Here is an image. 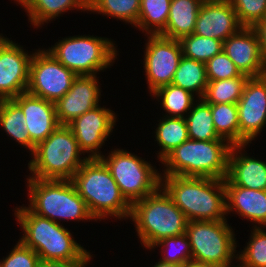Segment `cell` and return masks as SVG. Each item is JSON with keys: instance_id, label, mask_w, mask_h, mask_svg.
Masks as SVG:
<instances>
[{"instance_id": "7c38bea8", "label": "cell", "mask_w": 266, "mask_h": 267, "mask_svg": "<svg viewBox=\"0 0 266 267\" xmlns=\"http://www.w3.org/2000/svg\"><path fill=\"white\" fill-rule=\"evenodd\" d=\"M144 69L150 94L171 84L183 56L179 40L149 35L145 47Z\"/></svg>"}, {"instance_id": "d590c367", "label": "cell", "mask_w": 266, "mask_h": 267, "mask_svg": "<svg viewBox=\"0 0 266 267\" xmlns=\"http://www.w3.org/2000/svg\"><path fill=\"white\" fill-rule=\"evenodd\" d=\"M243 27L254 28L266 19V0H230Z\"/></svg>"}, {"instance_id": "e575fe53", "label": "cell", "mask_w": 266, "mask_h": 267, "mask_svg": "<svg viewBox=\"0 0 266 267\" xmlns=\"http://www.w3.org/2000/svg\"><path fill=\"white\" fill-rule=\"evenodd\" d=\"M156 246L166 247V250L173 249H171V252L169 251L170 253L162 249L165 251L163 252L165 255H163L161 259L162 262L186 265L188 262L192 261L190 241L186 233L179 236L164 238L153 245L151 250Z\"/></svg>"}, {"instance_id": "f6af8a7d", "label": "cell", "mask_w": 266, "mask_h": 267, "mask_svg": "<svg viewBox=\"0 0 266 267\" xmlns=\"http://www.w3.org/2000/svg\"><path fill=\"white\" fill-rule=\"evenodd\" d=\"M198 1L201 2V3L203 4V3L216 2V1H219V0H198Z\"/></svg>"}, {"instance_id": "cb8c5ba5", "label": "cell", "mask_w": 266, "mask_h": 267, "mask_svg": "<svg viewBox=\"0 0 266 267\" xmlns=\"http://www.w3.org/2000/svg\"><path fill=\"white\" fill-rule=\"evenodd\" d=\"M24 122L25 116L21 108L12 99L0 100V126L8 136L10 135L32 153L36 145L31 141Z\"/></svg>"}, {"instance_id": "4316f807", "label": "cell", "mask_w": 266, "mask_h": 267, "mask_svg": "<svg viewBox=\"0 0 266 267\" xmlns=\"http://www.w3.org/2000/svg\"><path fill=\"white\" fill-rule=\"evenodd\" d=\"M155 131L156 140L162 150L158 153V158L161 161L174 148L180 146L189 139L187 123L181 117L166 116L160 119Z\"/></svg>"}, {"instance_id": "9a60e30c", "label": "cell", "mask_w": 266, "mask_h": 267, "mask_svg": "<svg viewBox=\"0 0 266 267\" xmlns=\"http://www.w3.org/2000/svg\"><path fill=\"white\" fill-rule=\"evenodd\" d=\"M223 51L242 74L261 77L266 72L258 34L254 28L243 27L223 42Z\"/></svg>"}, {"instance_id": "ba28073f", "label": "cell", "mask_w": 266, "mask_h": 267, "mask_svg": "<svg viewBox=\"0 0 266 267\" xmlns=\"http://www.w3.org/2000/svg\"><path fill=\"white\" fill-rule=\"evenodd\" d=\"M114 45L108 38L81 35L59 40L47 51L77 76L96 75L114 63Z\"/></svg>"}, {"instance_id": "44dd1931", "label": "cell", "mask_w": 266, "mask_h": 267, "mask_svg": "<svg viewBox=\"0 0 266 267\" xmlns=\"http://www.w3.org/2000/svg\"><path fill=\"white\" fill-rule=\"evenodd\" d=\"M226 214L233 210L240 216L266 227V190L242 186H225Z\"/></svg>"}, {"instance_id": "ac0fdd59", "label": "cell", "mask_w": 266, "mask_h": 267, "mask_svg": "<svg viewBox=\"0 0 266 267\" xmlns=\"http://www.w3.org/2000/svg\"><path fill=\"white\" fill-rule=\"evenodd\" d=\"M96 78V75L77 76L70 90L55 103L60 125H68L99 105L101 92Z\"/></svg>"}, {"instance_id": "277c9868", "label": "cell", "mask_w": 266, "mask_h": 267, "mask_svg": "<svg viewBox=\"0 0 266 267\" xmlns=\"http://www.w3.org/2000/svg\"><path fill=\"white\" fill-rule=\"evenodd\" d=\"M231 147L226 140L187 139L161 160L162 175L225 179Z\"/></svg>"}, {"instance_id": "d4e9b609", "label": "cell", "mask_w": 266, "mask_h": 267, "mask_svg": "<svg viewBox=\"0 0 266 267\" xmlns=\"http://www.w3.org/2000/svg\"><path fill=\"white\" fill-rule=\"evenodd\" d=\"M208 82L205 63L182 56L172 84L203 98Z\"/></svg>"}, {"instance_id": "d6986e66", "label": "cell", "mask_w": 266, "mask_h": 267, "mask_svg": "<svg viewBox=\"0 0 266 267\" xmlns=\"http://www.w3.org/2000/svg\"><path fill=\"white\" fill-rule=\"evenodd\" d=\"M25 116L31 141L37 145L59 127L54 102L24 92L12 98Z\"/></svg>"}, {"instance_id": "603a6c76", "label": "cell", "mask_w": 266, "mask_h": 267, "mask_svg": "<svg viewBox=\"0 0 266 267\" xmlns=\"http://www.w3.org/2000/svg\"><path fill=\"white\" fill-rule=\"evenodd\" d=\"M25 8L32 25L37 28L61 13L78 8L88 11V0H15Z\"/></svg>"}, {"instance_id": "30bf717a", "label": "cell", "mask_w": 266, "mask_h": 267, "mask_svg": "<svg viewBox=\"0 0 266 267\" xmlns=\"http://www.w3.org/2000/svg\"><path fill=\"white\" fill-rule=\"evenodd\" d=\"M221 221H189L186 234L192 261L223 267L237 259L236 238L232 227ZM232 260V261H231Z\"/></svg>"}, {"instance_id": "8fae6325", "label": "cell", "mask_w": 266, "mask_h": 267, "mask_svg": "<svg viewBox=\"0 0 266 267\" xmlns=\"http://www.w3.org/2000/svg\"><path fill=\"white\" fill-rule=\"evenodd\" d=\"M76 77L49 51L38 49L30 61L26 92L56 103L70 90Z\"/></svg>"}, {"instance_id": "8992f818", "label": "cell", "mask_w": 266, "mask_h": 267, "mask_svg": "<svg viewBox=\"0 0 266 267\" xmlns=\"http://www.w3.org/2000/svg\"><path fill=\"white\" fill-rule=\"evenodd\" d=\"M83 151L68 125H59L44 141L35 146L28 163L30 178L71 180L89 158H80Z\"/></svg>"}, {"instance_id": "9c48e42d", "label": "cell", "mask_w": 266, "mask_h": 267, "mask_svg": "<svg viewBox=\"0 0 266 267\" xmlns=\"http://www.w3.org/2000/svg\"><path fill=\"white\" fill-rule=\"evenodd\" d=\"M100 159L130 205L154 193L161 186V174L149 162L130 152L116 149L108 157L102 155Z\"/></svg>"}, {"instance_id": "83f0119b", "label": "cell", "mask_w": 266, "mask_h": 267, "mask_svg": "<svg viewBox=\"0 0 266 267\" xmlns=\"http://www.w3.org/2000/svg\"><path fill=\"white\" fill-rule=\"evenodd\" d=\"M171 0H140L136 28L148 35H159L166 27Z\"/></svg>"}, {"instance_id": "8d00e7d4", "label": "cell", "mask_w": 266, "mask_h": 267, "mask_svg": "<svg viewBox=\"0 0 266 267\" xmlns=\"http://www.w3.org/2000/svg\"><path fill=\"white\" fill-rule=\"evenodd\" d=\"M205 66L208 81L231 79L242 75L223 50L208 60Z\"/></svg>"}, {"instance_id": "ffe728a7", "label": "cell", "mask_w": 266, "mask_h": 267, "mask_svg": "<svg viewBox=\"0 0 266 267\" xmlns=\"http://www.w3.org/2000/svg\"><path fill=\"white\" fill-rule=\"evenodd\" d=\"M245 146L247 145H232L224 186L266 190V162L241 153Z\"/></svg>"}, {"instance_id": "3957f363", "label": "cell", "mask_w": 266, "mask_h": 267, "mask_svg": "<svg viewBox=\"0 0 266 267\" xmlns=\"http://www.w3.org/2000/svg\"><path fill=\"white\" fill-rule=\"evenodd\" d=\"M71 181L95 220L108 215L116 219L130 216L131 205L100 158H88Z\"/></svg>"}, {"instance_id": "f35d334b", "label": "cell", "mask_w": 266, "mask_h": 267, "mask_svg": "<svg viewBox=\"0 0 266 267\" xmlns=\"http://www.w3.org/2000/svg\"><path fill=\"white\" fill-rule=\"evenodd\" d=\"M90 260H40L38 267H86Z\"/></svg>"}, {"instance_id": "f1b7e54d", "label": "cell", "mask_w": 266, "mask_h": 267, "mask_svg": "<svg viewBox=\"0 0 266 267\" xmlns=\"http://www.w3.org/2000/svg\"><path fill=\"white\" fill-rule=\"evenodd\" d=\"M211 114L218 136L231 145H239V117L237 104H211Z\"/></svg>"}, {"instance_id": "f546056e", "label": "cell", "mask_w": 266, "mask_h": 267, "mask_svg": "<svg viewBox=\"0 0 266 267\" xmlns=\"http://www.w3.org/2000/svg\"><path fill=\"white\" fill-rule=\"evenodd\" d=\"M152 95L161 100L163 110L169 114L165 116L169 117L184 118V114H187L195 103L193 93L172 83L158 88Z\"/></svg>"}, {"instance_id": "ab89813d", "label": "cell", "mask_w": 266, "mask_h": 267, "mask_svg": "<svg viewBox=\"0 0 266 267\" xmlns=\"http://www.w3.org/2000/svg\"><path fill=\"white\" fill-rule=\"evenodd\" d=\"M258 34L263 56L266 59V19L254 27Z\"/></svg>"}, {"instance_id": "6da1fadb", "label": "cell", "mask_w": 266, "mask_h": 267, "mask_svg": "<svg viewBox=\"0 0 266 267\" xmlns=\"http://www.w3.org/2000/svg\"><path fill=\"white\" fill-rule=\"evenodd\" d=\"M161 187L188 221L226 220L224 179L161 175Z\"/></svg>"}, {"instance_id": "ee69618b", "label": "cell", "mask_w": 266, "mask_h": 267, "mask_svg": "<svg viewBox=\"0 0 266 267\" xmlns=\"http://www.w3.org/2000/svg\"><path fill=\"white\" fill-rule=\"evenodd\" d=\"M240 263L236 266H233L232 265V267H248V266H246L245 264H243L241 261H239ZM231 264H233V263H230V264H227V265H225V266H223V267H231Z\"/></svg>"}, {"instance_id": "7402d4cb", "label": "cell", "mask_w": 266, "mask_h": 267, "mask_svg": "<svg viewBox=\"0 0 266 267\" xmlns=\"http://www.w3.org/2000/svg\"><path fill=\"white\" fill-rule=\"evenodd\" d=\"M201 6L198 0H171L166 27L159 35L179 40L193 34Z\"/></svg>"}, {"instance_id": "4fadbf2b", "label": "cell", "mask_w": 266, "mask_h": 267, "mask_svg": "<svg viewBox=\"0 0 266 267\" xmlns=\"http://www.w3.org/2000/svg\"><path fill=\"white\" fill-rule=\"evenodd\" d=\"M239 145H248L266 124V79L250 77L238 103Z\"/></svg>"}, {"instance_id": "b9f144b4", "label": "cell", "mask_w": 266, "mask_h": 267, "mask_svg": "<svg viewBox=\"0 0 266 267\" xmlns=\"http://www.w3.org/2000/svg\"><path fill=\"white\" fill-rule=\"evenodd\" d=\"M184 266L185 265H182V264L166 263L160 260L153 267H184Z\"/></svg>"}, {"instance_id": "7a4b0ae2", "label": "cell", "mask_w": 266, "mask_h": 267, "mask_svg": "<svg viewBox=\"0 0 266 267\" xmlns=\"http://www.w3.org/2000/svg\"><path fill=\"white\" fill-rule=\"evenodd\" d=\"M15 217L23 230L19 240L34 250L40 260H90V252L77 243L62 224L31 212L26 206L15 209Z\"/></svg>"}, {"instance_id": "bcb514c9", "label": "cell", "mask_w": 266, "mask_h": 267, "mask_svg": "<svg viewBox=\"0 0 266 267\" xmlns=\"http://www.w3.org/2000/svg\"><path fill=\"white\" fill-rule=\"evenodd\" d=\"M262 76L266 79V72Z\"/></svg>"}, {"instance_id": "60d3db41", "label": "cell", "mask_w": 266, "mask_h": 267, "mask_svg": "<svg viewBox=\"0 0 266 267\" xmlns=\"http://www.w3.org/2000/svg\"><path fill=\"white\" fill-rule=\"evenodd\" d=\"M184 267H217L212 264L198 263L195 261L188 262Z\"/></svg>"}, {"instance_id": "1f68e13d", "label": "cell", "mask_w": 266, "mask_h": 267, "mask_svg": "<svg viewBox=\"0 0 266 267\" xmlns=\"http://www.w3.org/2000/svg\"><path fill=\"white\" fill-rule=\"evenodd\" d=\"M88 11L112 16L136 26L140 0H88Z\"/></svg>"}, {"instance_id": "5bb4252c", "label": "cell", "mask_w": 266, "mask_h": 267, "mask_svg": "<svg viewBox=\"0 0 266 267\" xmlns=\"http://www.w3.org/2000/svg\"><path fill=\"white\" fill-rule=\"evenodd\" d=\"M113 112L98 105L68 124L83 155L89 153V158L102 156L99 148H102L116 123V113Z\"/></svg>"}, {"instance_id": "d6a6232c", "label": "cell", "mask_w": 266, "mask_h": 267, "mask_svg": "<svg viewBox=\"0 0 266 267\" xmlns=\"http://www.w3.org/2000/svg\"><path fill=\"white\" fill-rule=\"evenodd\" d=\"M183 56L206 63L223 50V41L196 34L179 39Z\"/></svg>"}, {"instance_id": "7bdbcfd3", "label": "cell", "mask_w": 266, "mask_h": 267, "mask_svg": "<svg viewBox=\"0 0 266 267\" xmlns=\"http://www.w3.org/2000/svg\"><path fill=\"white\" fill-rule=\"evenodd\" d=\"M10 42L9 38L6 37H2V35H0V52L3 50V48Z\"/></svg>"}, {"instance_id": "2e32d148", "label": "cell", "mask_w": 266, "mask_h": 267, "mask_svg": "<svg viewBox=\"0 0 266 267\" xmlns=\"http://www.w3.org/2000/svg\"><path fill=\"white\" fill-rule=\"evenodd\" d=\"M32 55L12 40L0 52V100L26 92Z\"/></svg>"}, {"instance_id": "52a82bcc", "label": "cell", "mask_w": 266, "mask_h": 267, "mask_svg": "<svg viewBox=\"0 0 266 267\" xmlns=\"http://www.w3.org/2000/svg\"><path fill=\"white\" fill-rule=\"evenodd\" d=\"M29 202L27 208L53 222L66 220H95L86 202L78 194L71 180L27 178Z\"/></svg>"}, {"instance_id": "4dcf8cb0", "label": "cell", "mask_w": 266, "mask_h": 267, "mask_svg": "<svg viewBox=\"0 0 266 267\" xmlns=\"http://www.w3.org/2000/svg\"><path fill=\"white\" fill-rule=\"evenodd\" d=\"M249 78L242 74L236 78L209 81L203 99L208 104H237Z\"/></svg>"}, {"instance_id": "e0dca14e", "label": "cell", "mask_w": 266, "mask_h": 267, "mask_svg": "<svg viewBox=\"0 0 266 267\" xmlns=\"http://www.w3.org/2000/svg\"><path fill=\"white\" fill-rule=\"evenodd\" d=\"M242 28L230 0H219L202 4L193 33L224 42Z\"/></svg>"}, {"instance_id": "484cf974", "label": "cell", "mask_w": 266, "mask_h": 267, "mask_svg": "<svg viewBox=\"0 0 266 267\" xmlns=\"http://www.w3.org/2000/svg\"><path fill=\"white\" fill-rule=\"evenodd\" d=\"M198 101L196 104L194 103L188 115L185 116L189 139L199 141L224 140L215 131L211 104H208L203 98Z\"/></svg>"}, {"instance_id": "74e56055", "label": "cell", "mask_w": 266, "mask_h": 267, "mask_svg": "<svg viewBox=\"0 0 266 267\" xmlns=\"http://www.w3.org/2000/svg\"><path fill=\"white\" fill-rule=\"evenodd\" d=\"M39 262L38 254L18 241L9 255L0 261V267H38Z\"/></svg>"}, {"instance_id": "5b68a950", "label": "cell", "mask_w": 266, "mask_h": 267, "mask_svg": "<svg viewBox=\"0 0 266 267\" xmlns=\"http://www.w3.org/2000/svg\"><path fill=\"white\" fill-rule=\"evenodd\" d=\"M129 217L135 223L141 244L148 249L164 238L185 234L189 222L161 186L133 203Z\"/></svg>"}, {"instance_id": "836d02e7", "label": "cell", "mask_w": 266, "mask_h": 267, "mask_svg": "<svg viewBox=\"0 0 266 267\" xmlns=\"http://www.w3.org/2000/svg\"><path fill=\"white\" fill-rule=\"evenodd\" d=\"M250 241L239 254L237 260L248 267H266V231L255 225Z\"/></svg>"}]
</instances>
